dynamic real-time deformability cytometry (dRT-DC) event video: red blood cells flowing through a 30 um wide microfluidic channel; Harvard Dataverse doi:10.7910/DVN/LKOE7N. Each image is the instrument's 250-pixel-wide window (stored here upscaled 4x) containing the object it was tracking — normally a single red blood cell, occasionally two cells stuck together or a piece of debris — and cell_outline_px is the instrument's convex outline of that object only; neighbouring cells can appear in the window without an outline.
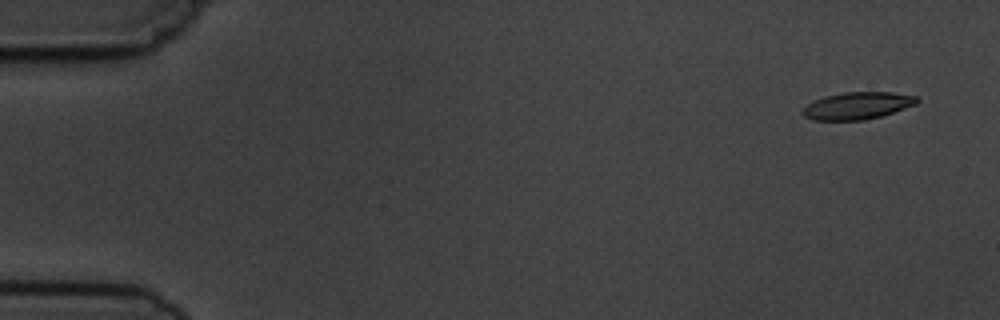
{"species": "common noctule bat (a hibernating species)", "species_latin": "Nyctalus noctula", "temperature_condition": "cold", "stored_images_in_passage": 5, "segment_of_instrument_passage": [1, 2], "camera_frame_rate_fps": 3000, "um_per_image_px": 0.085, "animal": {"sex": "male", "body_mass_g": 19.5, "forearm_length_mm": 54.6}, "frame": {"image": 1, "passage_image": 1, "time_ms": 0.0, "image_size_px": [1000, 320], "cell_outline_px": [[920, 100], [916, 104], [880, 116], [864, 120], [812, 120], [804, 116], [800, 112], [808, 104], [824, 96], [844, 92], [892, 92], [916, 96]], "centroid_in_image_um": [72.86, 8.98], "position_along_channel_um": 12.1, "area_um2": 17.98}}